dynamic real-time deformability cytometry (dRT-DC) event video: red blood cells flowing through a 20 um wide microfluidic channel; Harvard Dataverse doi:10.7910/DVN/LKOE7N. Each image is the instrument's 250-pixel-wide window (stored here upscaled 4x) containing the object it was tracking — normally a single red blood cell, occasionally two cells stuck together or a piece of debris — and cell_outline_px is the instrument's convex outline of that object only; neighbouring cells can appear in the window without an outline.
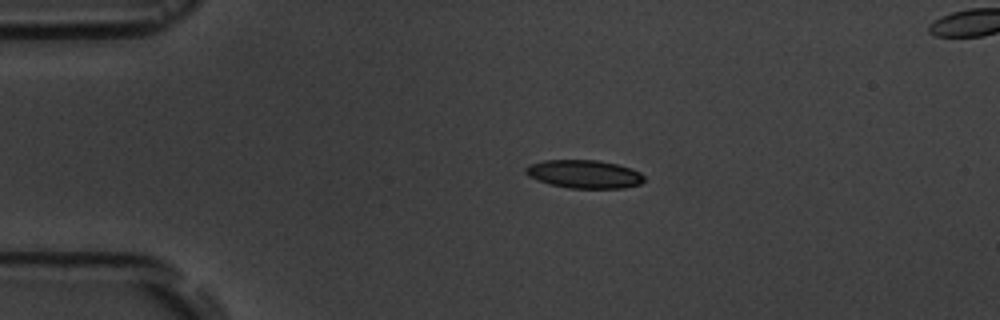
{"species": "common noctule bat (a hibernating species)", "species_latin": "Nyctalus noctula", "temperature_condition": "room temperature", "stored_images_in_passage": 3, "camera_frame_rate_fps": 3000, "um_per_image_px": 0.085, "animal": {"sex": "male", "body_mass_g": 19.5, "forearm_length_mm": 54.6}, "frame": {"image": 1, "passage_image": 1, "time_ms": 0.0, "image_size_px": [1000, 320], "cell_outline_px": [[644, 180], [640, 184], [624, 188], [572, 188], [552, 184], [536, 180], [528, 176], [524, 172], [524, 168], [528, 164], [544, 160], [600, 160], [632, 168], [640, 172], [644, 176]], "centroid_in_image_um": [49.65, 14.79], "position_along_channel_um": 35.4, "area_um2": 19.59}}